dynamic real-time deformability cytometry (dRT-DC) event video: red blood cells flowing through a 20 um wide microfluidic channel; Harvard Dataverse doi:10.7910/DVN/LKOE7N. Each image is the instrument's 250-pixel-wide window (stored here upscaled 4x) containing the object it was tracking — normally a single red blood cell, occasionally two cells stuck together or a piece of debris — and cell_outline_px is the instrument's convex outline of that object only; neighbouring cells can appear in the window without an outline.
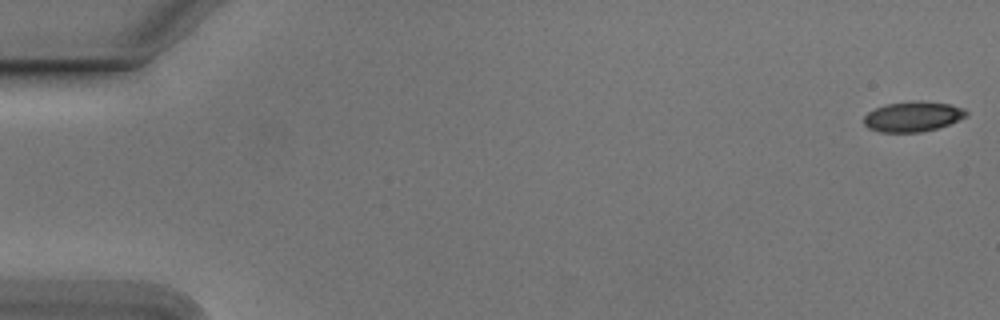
{"species": "Egyptian fruit bat (a non-hibernating species)", "species_latin": "Rousettus aegyptiacus", "temperature_condition": "cold", "stored_images_in_passage": 46, "camera_frame_rate_fps": 3000, "um_per_image_px": 0.085, "animal": {"sex": "male"}, "frame": {"image": 1, "passage_image": 1, "time_ms": 0.0, "image_size_px": [1000, 320], "cell_outline_px": [[968, 116], [948, 124], [936, 128], [920, 132], [880, 132], [868, 128], [864, 124], [864, 116], [868, 112], [876, 108], [888, 104], [948, 104], [964, 108], [968, 112]], "centroid_in_image_um": [77.57, 9.97], "position_along_channel_um": 7.4, "area_um2": 16.99}}
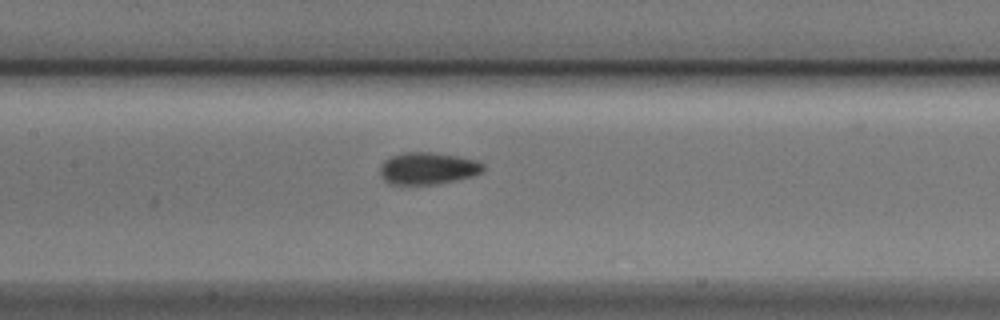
{"frame": {"image": 2, "passage_image": 26, "time_ms": 8.333, "image_size_px": [1000, 320], "cell_outline_px": [[484, 168], [480, 172], [472, 176], [456, 180], [436, 184], [388, 184], [380, 176], [380, 164], [384, 160], [392, 156], [404, 152], [432, 152], [456, 156], [476, 160], [484, 164]], "centroid_in_image_um": [36.32, 14.31], "position_along_channel_um": 171.1, "area_um2": 19.25}}
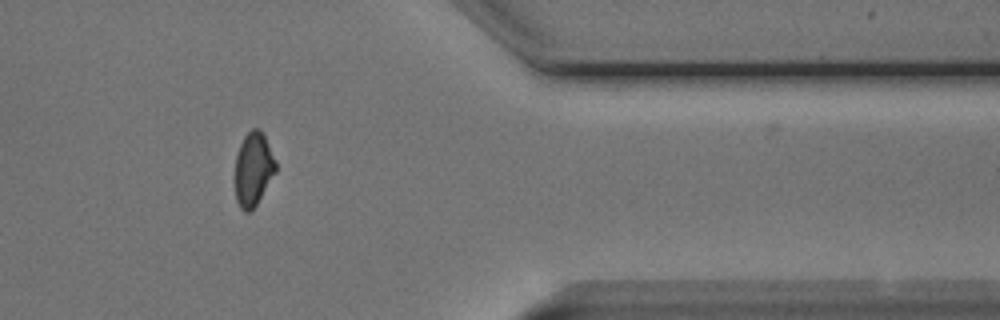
{"frame": {"image": 3, "passage_image": 45, "time_ms": 14.667, "image_size_px": [1000, 320], "cell_outline_px": [[276, 172], [252, 212], [244, 212], [240, 208], [236, 200], [236, 156], [240, 144], [244, 136], [252, 128], [260, 128], [276, 160]], "centroid_in_image_um": [21.54, 14.39], "position_along_channel_um": 389.9, "area_um2": 17.46}}